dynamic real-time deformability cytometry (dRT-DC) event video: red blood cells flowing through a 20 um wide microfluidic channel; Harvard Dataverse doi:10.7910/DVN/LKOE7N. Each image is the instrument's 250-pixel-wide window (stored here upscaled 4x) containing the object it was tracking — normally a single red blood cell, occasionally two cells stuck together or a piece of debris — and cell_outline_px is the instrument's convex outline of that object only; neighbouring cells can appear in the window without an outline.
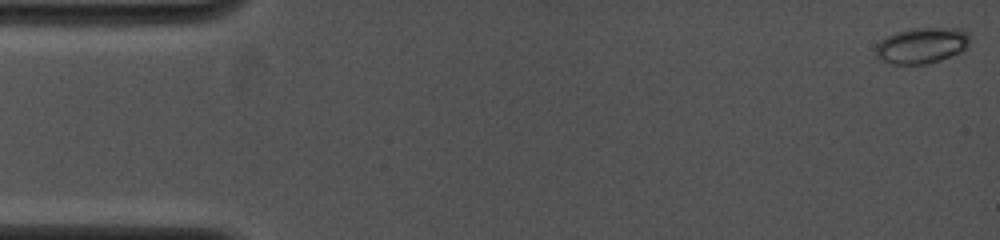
{"species": "common noctule bat (a hibernating species)", "species_latin": "Nyctalus noctula", "temperature_condition": "cold", "stored_images_in_passage": 20, "camera_frame_rate_fps": 4000, "um_per_image_px": 0.085, "animal": {"sex": "female", "body_mass_g": 19.0, "forearm_length_mm": 53.3}, "frame": {"image": 1, "passage_image": 1, "time_ms": 0.0, "image_size_px": [1000, 240], "cell_outline_px": [[968, 48], [960, 52], [940, 60], [924, 64], [888, 64], [880, 60], [876, 56], [876, 44], [880, 40], [896, 32], [916, 28], [960, 28], [968, 32]], "centroid_in_image_um": [78.34, 3.87], "position_along_channel_um": 6.7, "area_um2": 19.71}}